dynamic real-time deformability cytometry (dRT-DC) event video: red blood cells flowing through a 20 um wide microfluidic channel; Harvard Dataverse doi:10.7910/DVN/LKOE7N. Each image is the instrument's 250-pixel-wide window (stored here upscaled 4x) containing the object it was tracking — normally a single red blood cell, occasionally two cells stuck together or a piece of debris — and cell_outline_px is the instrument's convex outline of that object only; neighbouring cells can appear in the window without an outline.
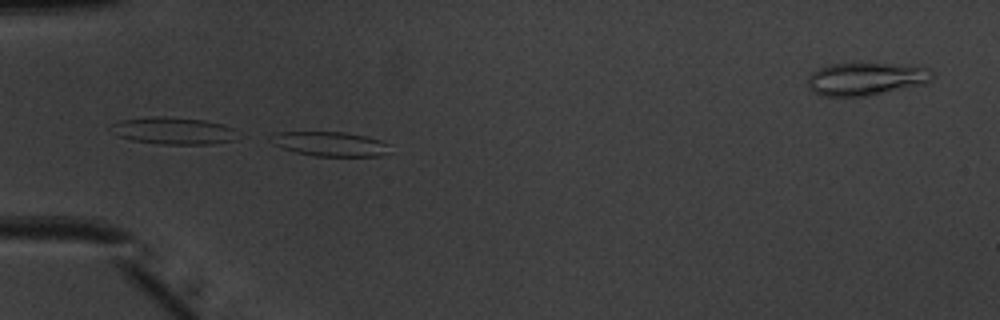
{"species": "common noctule bat (a hibernating species)", "species_latin": "Nyctalus noctula", "temperature_condition": "warm", "stored_images_in_passage": 52, "camera_frame_rate_fps": 3000, "um_per_image_px": 0.085, "animal": {"sex": "male", "body_mass_g": 20.1, "forearm_length_mm": 53.5}, "frame": {"image": 1, "passage_image": 17, "time_ms": 5.333, "image_size_px": [1000, 320], "cell_outline_px": [[392, 152], [380, 156], [316, 156], [296, 152], [272, 144], [268, 136], [272, 132], [344, 132], [368, 136], [392, 144]], "centroid_in_image_um": [28.11, 12.23], "position_along_channel_um": 56.9, "area_um2": 17.4}}
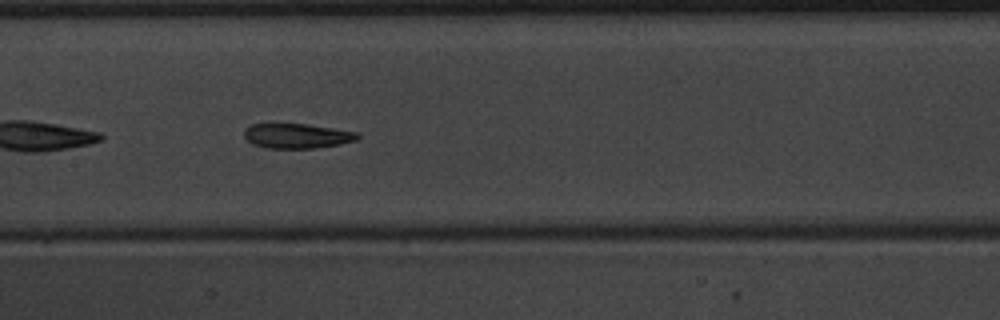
{"frame": {"image": 2, "passage_image": 27, "time_ms": 8.667, "image_size_px": [1000, 320], "cell_outline_px": [[360, 136], [356, 140], [340, 144], [312, 148], [268, 148], [252, 144], [244, 136], [244, 128], [252, 124], [272, 120], [308, 124], [356, 132]], "centroid_in_image_um": [25.14, 11.49], "position_along_channel_um": 182.3, "area_um2": 17.05}}
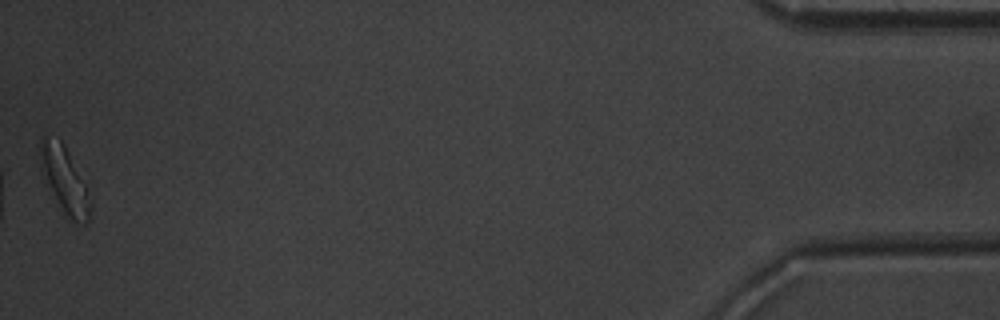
{"frame": {"image": 3, "passage_image": 52, "time_ms": 17.0, "image_size_px": [1000, 320], "cell_outline_px": [[92, 208], [88, 220], [84, 224], [72, 220], [64, 216], [40, 168], [40, 140], [44, 136], [60, 140], [64, 144], [84, 184], [92, 204]], "centroid_in_image_um": [5.48, 15.33], "position_along_channel_um": 429.7, "area_um2": 18.79}, "authors_computed_cell_mechanics": {"area_um2": 17.6001, "velocity_mm_per_s": 3.995, "shape_relaxation_time_tau1_ms": 3.0954, "shape_relaxation_time_tau2_ms": 3.6641, "deformation_change_tau1": 0.1164, "deformation_change_tau2": 0.122}}